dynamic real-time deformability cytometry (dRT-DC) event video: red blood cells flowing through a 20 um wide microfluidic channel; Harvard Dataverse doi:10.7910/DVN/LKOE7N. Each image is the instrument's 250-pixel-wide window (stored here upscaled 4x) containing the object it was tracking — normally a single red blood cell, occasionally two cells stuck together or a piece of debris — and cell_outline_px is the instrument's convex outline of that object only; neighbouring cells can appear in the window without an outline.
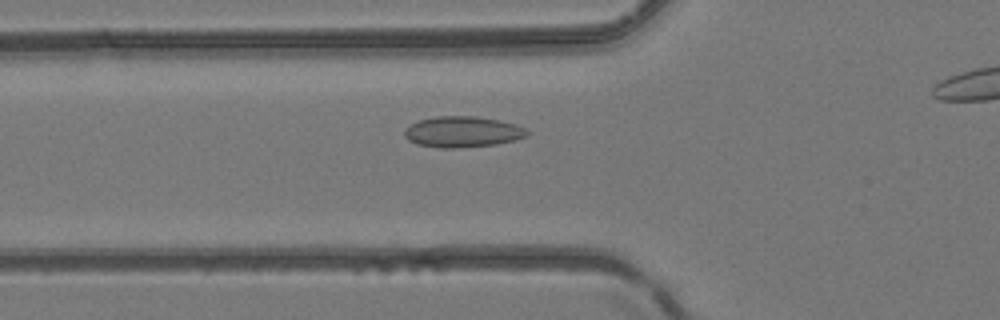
{"species": "common noctule bat (a hibernating species)", "species_latin": "Nyctalus noctula", "temperature_condition": "room temperature", "stored_images_in_passage": 27, "camera_frame_rate_fps": 3000, "um_per_image_px": 0.085, "animal": {"sex": "female", "body_mass_g": 24.6, "forearm_length_mm": 56.2}, "frame": {"image": 1, "passage_image": 2, "time_ms": 0.333, "image_size_px": [1000, 320], "cell_outline_px": [[528, 136], [516, 140], [496, 144], [460, 148], [440, 148], [416, 144], [408, 140], [404, 136], [404, 128], [420, 120], [436, 116], [476, 116], [500, 120], [516, 124], [524, 128], [528, 132]], "centroid_in_image_um": [39.32, 11.21], "position_along_channel_um": 86.5, "area_um2": 22.25}}
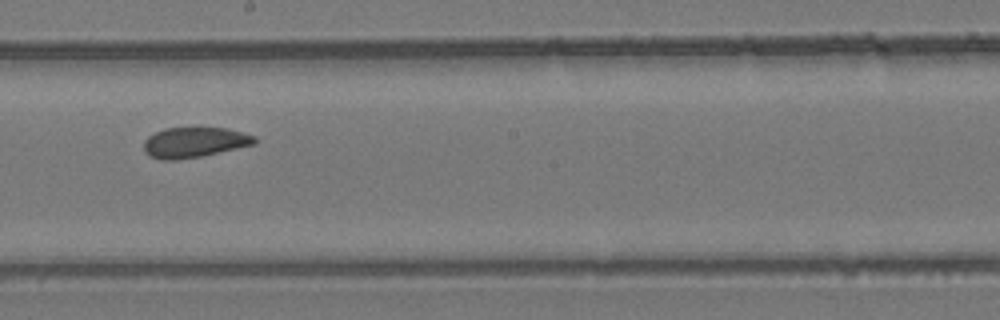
{"frame": {"image": 2, "passage_image": 12, "time_ms": 3.667, "image_size_px": [1000, 320], "cell_outline_px": [[256, 144], [204, 156], [176, 160], [160, 160], [148, 156], [144, 152], [144, 140], [148, 136], [164, 128], [228, 128], [256, 136]], "centroid_in_image_um": [16.52, 12.11], "position_along_channel_um": 231.7, "area_um2": 19.83}}
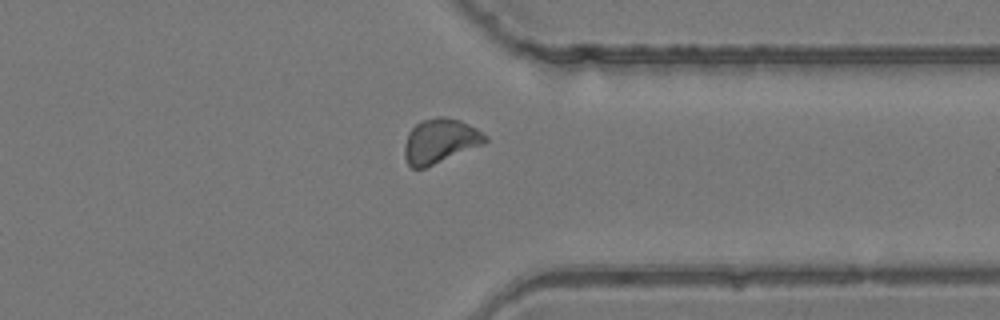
{"frame": {"image": 3, "passage_image": 22, "time_ms": 7.0, "image_size_px": [1000, 320], "cell_outline_px": [[488, 140], [484, 144], [424, 168], [412, 168], [408, 164], [404, 156], [404, 144], [408, 132], [420, 120], [436, 116], [444, 116], [460, 120], [476, 128], [488, 136]], "centroid_in_image_um": [37.4, 11.96], "position_along_channel_um": 374.0, "area_um2": 21.04}}